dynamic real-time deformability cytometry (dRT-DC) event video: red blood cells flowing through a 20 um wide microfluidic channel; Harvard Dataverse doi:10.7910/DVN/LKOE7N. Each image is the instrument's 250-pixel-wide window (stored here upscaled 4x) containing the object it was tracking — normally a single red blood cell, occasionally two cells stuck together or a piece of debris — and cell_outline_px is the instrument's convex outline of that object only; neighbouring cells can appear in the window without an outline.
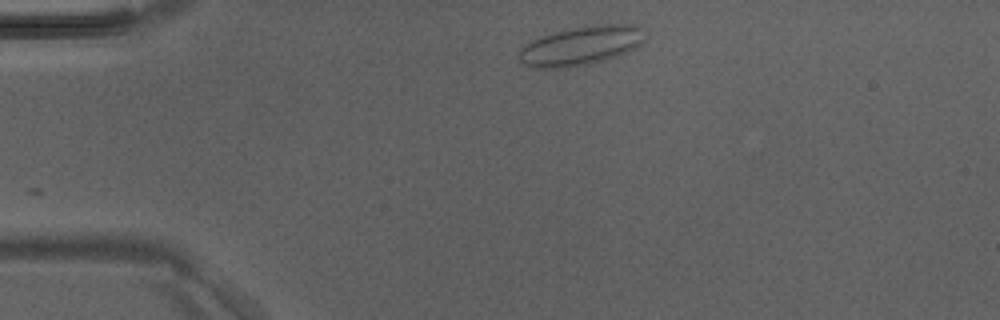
{"species": "Egyptian fruit bat (a non-hibernating species)", "species_latin": "Rousettus aegyptiacus", "temperature_condition": "room temperature", "stored_images_in_passage": 2, "camera_frame_rate_fps": 3000, "um_per_image_px": 0.085, "animal": {"sex": "male"}, "frame": {"image": 1, "passage_image": 1, "time_ms": 0.0, "image_size_px": [1000, 320], "cell_outline_px": [[648, 36], [636, 48], [620, 56], [592, 64], [568, 68], [532, 68], [524, 64], [520, 60], [520, 48], [528, 40], [540, 36], [584, 24], [636, 24], [644, 28], [648, 32]], "centroid_in_image_um": [49.45, 3.87], "position_along_channel_um": 35.6, "area_um2": 29.77}}